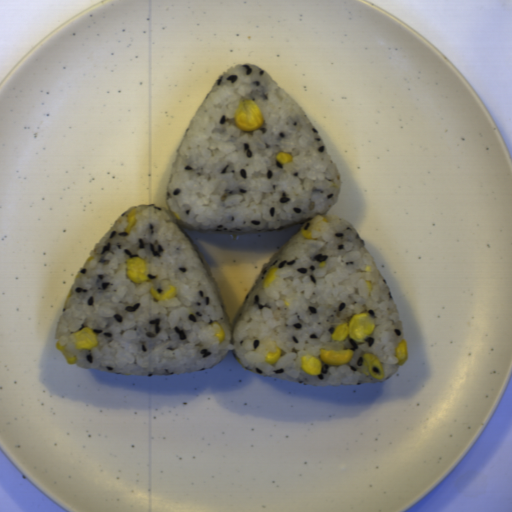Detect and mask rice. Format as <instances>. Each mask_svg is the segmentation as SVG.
<instances>
[{
  "label": "rice",
  "mask_w": 512,
  "mask_h": 512,
  "mask_svg": "<svg viewBox=\"0 0 512 512\" xmlns=\"http://www.w3.org/2000/svg\"><path fill=\"white\" fill-rule=\"evenodd\" d=\"M258 104L261 128L236 127L240 101ZM292 154L280 165L279 152ZM340 172L308 114L263 69L237 64L222 73L192 116L167 181L166 206H134L119 216L81 267L59 319L55 340L75 366L107 373L171 375L202 372L229 351L244 370L320 386L378 384L401 367L396 348L404 326L385 277L351 223L328 215L338 202ZM138 211L126 232V217ZM172 211L181 218L177 220ZM328 219L323 222L321 217ZM297 233L267 262L230 324L211 273L184 229L220 234L284 230ZM312 231L307 240L300 230ZM145 261L148 282L126 274L130 257ZM279 268L268 288L266 272ZM365 280L372 281L371 293ZM177 288L157 301L149 292ZM368 312L375 324L360 342L332 339L335 328ZM218 321L226 332L219 344ZM91 329L98 345L74 346ZM282 357L265 363L267 352ZM354 352L320 375L301 370V356L320 350ZM381 359L382 380L362 372L363 355Z\"/></svg>",
  "instance_id": "obj_1"
}]
</instances>
